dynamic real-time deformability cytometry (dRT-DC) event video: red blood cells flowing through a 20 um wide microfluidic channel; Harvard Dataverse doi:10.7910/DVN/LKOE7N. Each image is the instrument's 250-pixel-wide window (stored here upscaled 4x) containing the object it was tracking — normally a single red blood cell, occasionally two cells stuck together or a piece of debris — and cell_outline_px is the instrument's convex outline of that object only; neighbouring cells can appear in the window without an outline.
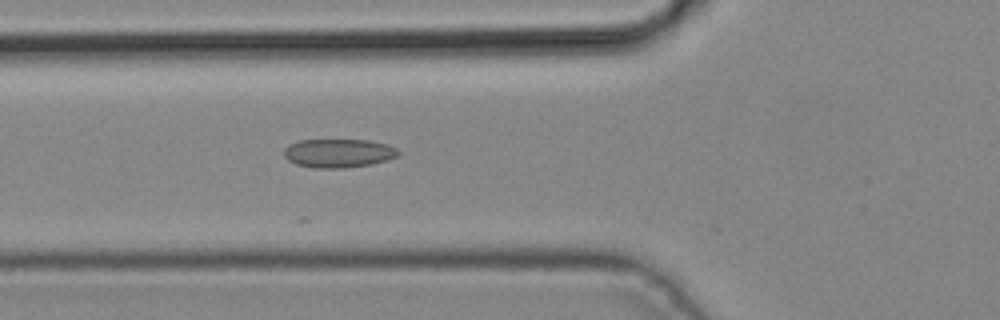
{"species": "common noctule bat (a hibernating species)", "species_latin": "Nyctalus noctula", "temperature_condition": "cold", "stored_images_in_passage": 3, "camera_frame_rate_fps": 3000, "um_per_image_px": 0.085, "animal": {"sex": "male", "body_mass_g": 19.2, "forearm_length_mm": 51.8}, "frame": {"image": 1, "passage_image": 3, "time_ms": 0.667, "image_size_px": [1000, 320], "cell_outline_px": [[400, 152], [396, 156], [388, 160], [372, 164], [344, 168], [312, 168], [296, 164], [288, 160], [284, 156], [284, 148], [288, 144], [300, 140], [368, 140], [388, 144], [396, 148]], "centroid_in_image_um": [28.76, 13.02], "position_along_channel_um": 97.0, "area_um2": 19.25}}